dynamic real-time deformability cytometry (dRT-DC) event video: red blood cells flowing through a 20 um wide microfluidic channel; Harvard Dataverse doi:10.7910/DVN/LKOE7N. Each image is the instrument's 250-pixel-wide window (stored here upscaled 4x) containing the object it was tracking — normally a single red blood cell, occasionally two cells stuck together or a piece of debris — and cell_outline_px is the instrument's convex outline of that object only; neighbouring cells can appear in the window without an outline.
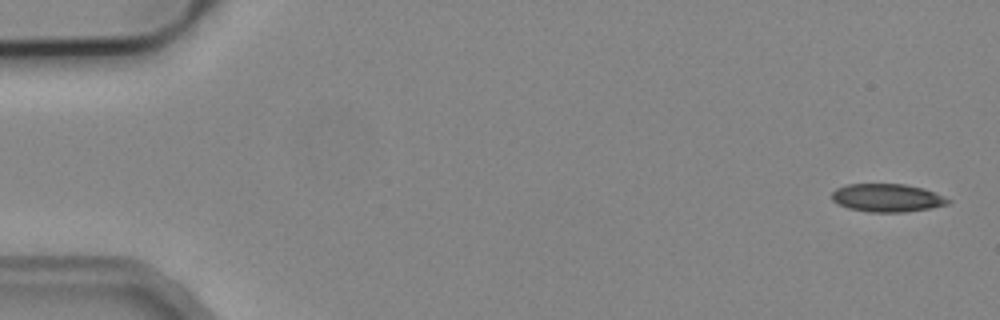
{"species": "common noctule bat (a hibernating species)", "species_latin": "Nyctalus noctula", "temperature_condition": "cold", "stored_images_in_passage": 2, "camera_frame_rate_fps": 3000, "um_per_image_px": 0.085, "animal": {"sex": "male", "body_mass_g": 19.2, "forearm_length_mm": 51.8}, "frame": {"image": 1, "passage_image": 1, "time_ms": 0.0, "image_size_px": [1000, 320], "cell_outline_px": [[952, 200], [948, 204], [932, 208], [904, 212], [868, 212], [848, 208], [836, 204], [832, 200], [832, 192], [836, 188], [848, 184], [904, 184], [924, 188], [936, 192]], "centroid_in_image_um": [75.42, 16.82], "position_along_channel_um": 9.6, "area_um2": 19.25}}